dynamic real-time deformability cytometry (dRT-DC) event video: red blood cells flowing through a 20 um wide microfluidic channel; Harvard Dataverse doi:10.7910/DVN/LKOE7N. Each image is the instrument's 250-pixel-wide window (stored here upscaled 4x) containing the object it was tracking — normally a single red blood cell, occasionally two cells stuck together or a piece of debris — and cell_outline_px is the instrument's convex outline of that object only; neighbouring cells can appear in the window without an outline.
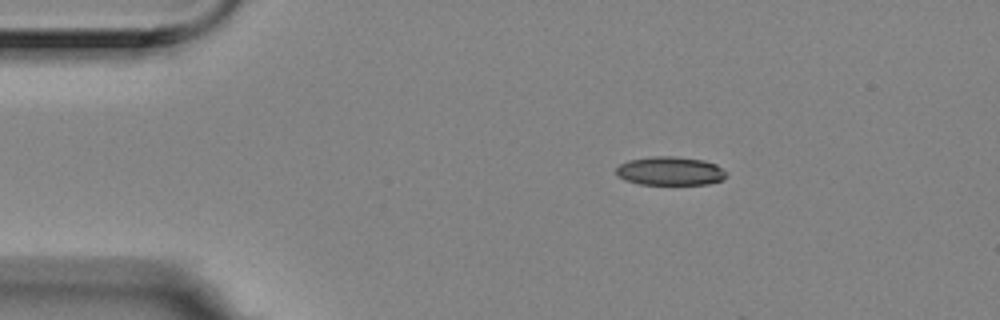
{"species": "Egyptian fruit bat (a non-hibernating species)", "species_latin": "Rousettus aegyptiacus", "temperature_condition": "room temperature", "stored_images_in_passage": 3, "camera_frame_rate_fps": 3000, "um_per_image_px": 0.085, "animal": {"sex": "female"}, "frame": {"image": 1, "passage_image": 1, "time_ms": 0.0, "image_size_px": [1000, 320], "cell_outline_px": [[728, 176], [724, 180], [708, 184], [640, 184], [624, 180], [616, 176], [616, 168], [620, 164], [628, 160], [652, 156], [676, 156], [704, 160], [716, 164], [728, 172]], "centroid_in_image_um": [56.99, 14.53], "position_along_channel_um": 28.0, "area_um2": 18.73}}